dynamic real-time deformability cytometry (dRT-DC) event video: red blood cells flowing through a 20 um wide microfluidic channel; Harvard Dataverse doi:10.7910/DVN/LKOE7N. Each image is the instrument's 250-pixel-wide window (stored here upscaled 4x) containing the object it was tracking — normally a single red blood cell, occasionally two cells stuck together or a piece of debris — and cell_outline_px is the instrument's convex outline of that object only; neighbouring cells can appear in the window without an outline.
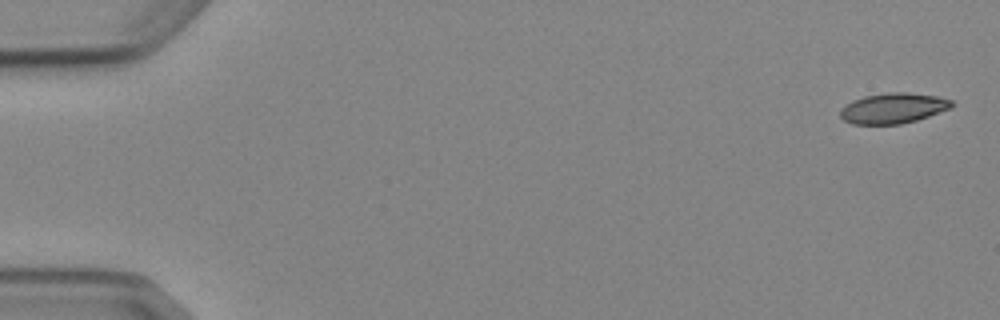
{"species": "Egyptian fruit bat (a non-hibernating species)", "species_latin": "Rousettus aegyptiacus", "temperature_condition": "cold", "stored_images_in_passage": 5, "camera_frame_rate_fps": 3000, "um_per_image_px": 0.085, "animal": {"sex": "female"}, "frame": {"image": 1, "passage_image": 1, "time_ms": 0.0, "image_size_px": [1000, 320], "cell_outline_px": [[956, 104], [952, 108], [916, 120], [900, 124], [852, 124], [844, 120], [840, 116], [840, 108], [852, 100], [864, 96], [888, 92], [904, 92], [940, 96], [952, 100]], "centroid_in_image_um": [75.94, 9.19], "position_along_channel_um": 9.1, "area_um2": 19.94}}
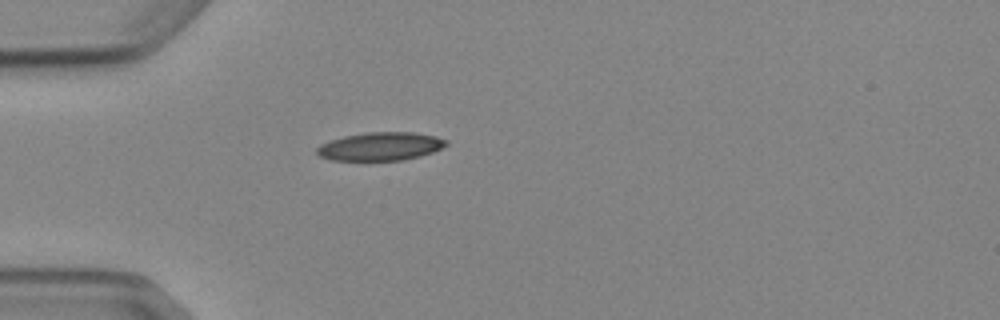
{"frame": {"image": 2, "passage_image": 5, "time_ms": 4.667, "image_size_px": [1000, 320], "cell_outline_px": [[448, 144], [432, 152], [420, 156], [400, 160], [332, 160], [320, 156], [316, 152], [316, 148], [320, 144], [344, 136], [364, 132], [412, 132], [436, 136], [448, 140]], "centroid_in_image_um": [32.34, 12.43], "position_along_channel_um": 52.7, "area_um2": 21.21}}